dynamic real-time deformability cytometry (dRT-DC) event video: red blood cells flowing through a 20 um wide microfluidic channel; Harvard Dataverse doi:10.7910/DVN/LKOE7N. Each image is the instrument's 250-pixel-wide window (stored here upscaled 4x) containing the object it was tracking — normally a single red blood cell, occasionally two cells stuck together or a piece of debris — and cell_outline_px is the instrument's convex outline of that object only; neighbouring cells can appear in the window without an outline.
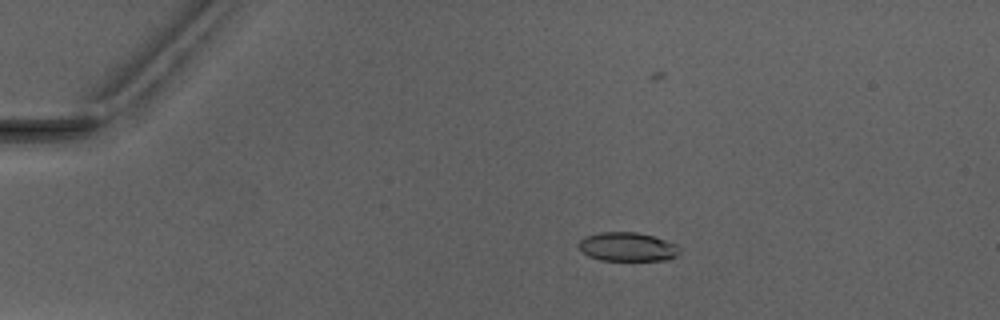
{"species": "Egyptian fruit bat (a non-hibernating species)", "species_latin": "Rousettus aegyptiacus", "temperature_condition": "warm", "stored_images_in_passage": 5, "camera_frame_rate_fps": 3000, "um_per_image_px": 0.085, "animal": {"sex": "male"}, "frame": {"image": 1, "passage_image": 3, "time_ms": 3.0, "image_size_px": [1000, 320], "cell_outline_px": [[680, 252], [676, 256], [668, 260], [600, 260], [588, 256], [580, 248], [580, 240], [584, 236], [600, 232], [636, 232], [652, 236], [676, 244], [680, 248]], "centroid_in_image_um": [53.35, 20.98], "position_along_channel_um": 31.7, "area_um2": 16.88}}